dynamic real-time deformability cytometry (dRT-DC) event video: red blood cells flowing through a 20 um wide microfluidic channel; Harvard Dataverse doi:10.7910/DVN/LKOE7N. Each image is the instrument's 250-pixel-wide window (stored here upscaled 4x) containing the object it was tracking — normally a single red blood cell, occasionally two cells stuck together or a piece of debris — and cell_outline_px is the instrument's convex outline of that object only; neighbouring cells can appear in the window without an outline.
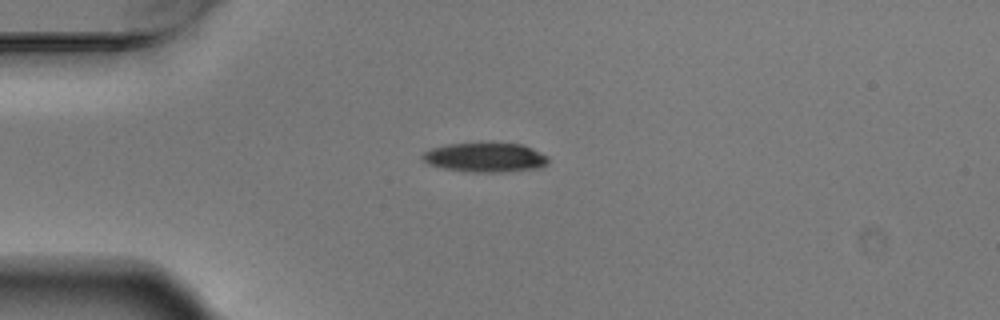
{"species": "Egyptian fruit bat (a non-hibernating species)", "species_latin": "Rousettus aegyptiacus", "temperature_condition": "warm", "stored_images_in_passage": 9, "camera_frame_rate_fps": 3000, "um_per_image_px": 0.085, "animal": {"sex": "male"}, "frame": {"image": 1, "passage_image": 3, "time_ms": 0.667, "image_size_px": [1000, 320], "cell_outline_px": [[548, 164], [536, 168], [504, 172], [464, 172], [440, 168], [428, 164], [420, 156], [424, 152], [432, 148], [448, 144], [488, 140], [492, 140], [524, 144], [548, 156]], "centroid_in_image_um": [41.23, 13.34], "position_along_channel_um": 43.8, "area_um2": 22.6}}
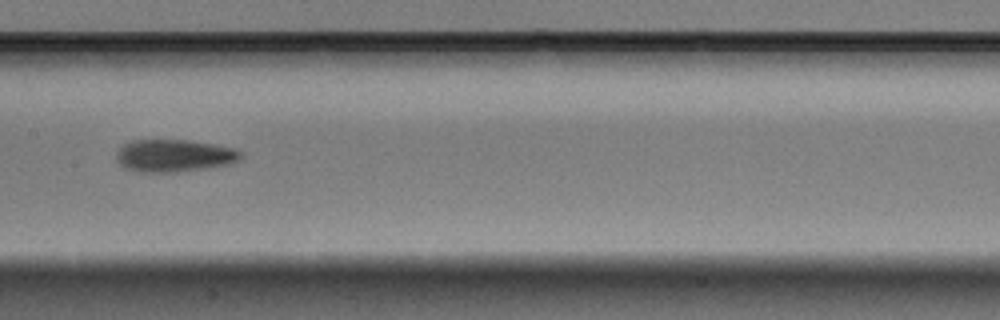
{"frame": {"image": 2, "passage_image": 7, "time_ms": 2.0, "image_size_px": [1000, 320], "cell_outline_px": [[244, 156], [240, 160], [228, 164], [204, 168], [176, 172], [136, 172], [124, 168], [116, 160], [116, 152], [124, 144], [132, 140], [184, 140], [212, 144], [232, 148], [240, 152]], "centroid_in_image_um": [14.76, 13.24], "position_along_channel_um": 192.6, "area_um2": 23.41}}
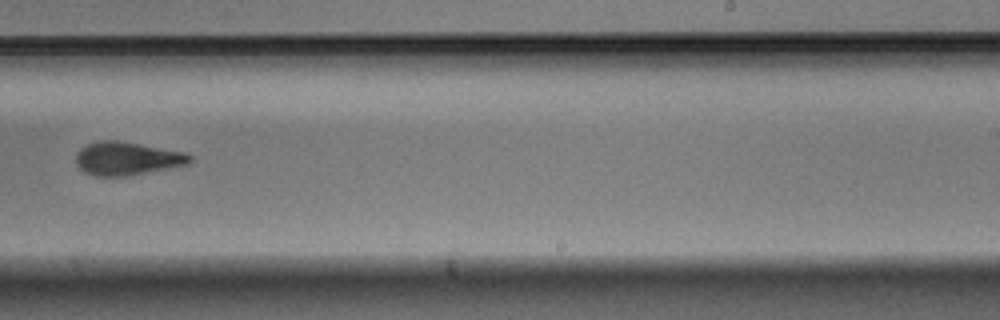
{"frame": {"image": 3, "passage_image": 9, "time_ms": 2.667, "image_size_px": [1000, 320], "cell_outline_px": [[192, 160], [188, 164], [132, 176], [92, 176], [84, 172], [76, 164], [76, 152], [80, 148], [88, 144], [100, 140], [120, 140], [184, 152], [192, 156]], "centroid_in_image_um": [10.78, 13.48], "position_along_channel_um": 278.2, "area_um2": 22.37}}